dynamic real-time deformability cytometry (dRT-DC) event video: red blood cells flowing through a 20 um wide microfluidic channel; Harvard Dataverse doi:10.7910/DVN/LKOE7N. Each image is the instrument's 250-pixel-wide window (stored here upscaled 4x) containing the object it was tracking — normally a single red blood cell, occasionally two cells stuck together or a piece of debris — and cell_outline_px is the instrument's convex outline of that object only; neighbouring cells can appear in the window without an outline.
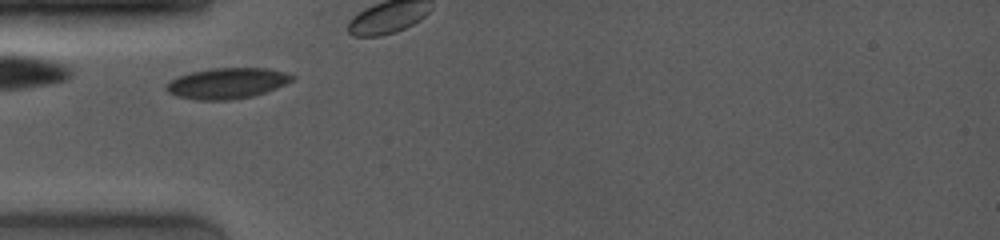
{"species": "common noctule bat (a hibernating species)", "species_latin": "Nyctalus noctula", "temperature_condition": "room temperature", "stored_images_in_passage": 7, "camera_frame_rate_fps": 4000, "um_per_image_px": 0.085, "animal": {"sex": "female", "body_mass_g": 19.0, "forearm_length_mm": 53.3}, "frame": {"image": 1, "passage_image": 1, "time_ms": 0.0, "image_size_px": [1000, 240], "cell_outline_px": [[296, 76], [292, 80], [276, 88], [252, 96], [232, 100], [196, 100], [176, 96], [168, 92], [164, 88], [172, 80], [180, 76], [192, 72], [212, 68], [264, 68], [284, 72]], "centroid_in_image_um": [19.29, 7.08], "position_along_channel_um": 65.7, "area_um2": 22.31}}